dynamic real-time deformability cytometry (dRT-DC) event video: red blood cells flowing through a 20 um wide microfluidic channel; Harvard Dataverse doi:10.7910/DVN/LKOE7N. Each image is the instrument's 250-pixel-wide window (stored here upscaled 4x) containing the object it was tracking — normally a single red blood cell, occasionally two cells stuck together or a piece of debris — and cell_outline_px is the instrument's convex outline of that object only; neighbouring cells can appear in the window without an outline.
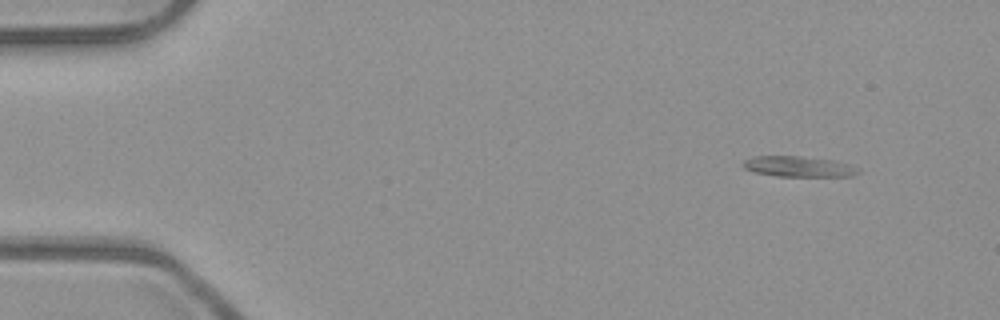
{"species": "common noctule bat (a hibernating species)", "species_latin": "Nyctalus noctula", "temperature_condition": "room temperature", "stored_images_in_passage": 4, "camera_frame_rate_fps": 3000, "um_per_image_px": 0.085, "animal": {"sex": "male", "body_mass_g": 23.1, "forearm_length_mm": 52.7}, "frame": {"image": 1, "passage_image": 1, "time_ms": 0.0, "image_size_px": [1000, 320], "cell_outline_px": [[860, 172], [852, 176], [776, 176], [752, 172], [744, 168], [740, 164], [744, 160], [752, 156], [800, 156], [832, 160], [848, 164], [860, 168]], "centroid_in_image_um": [67.84, 14.16], "position_along_channel_um": 17.2, "area_um2": 13.93}}
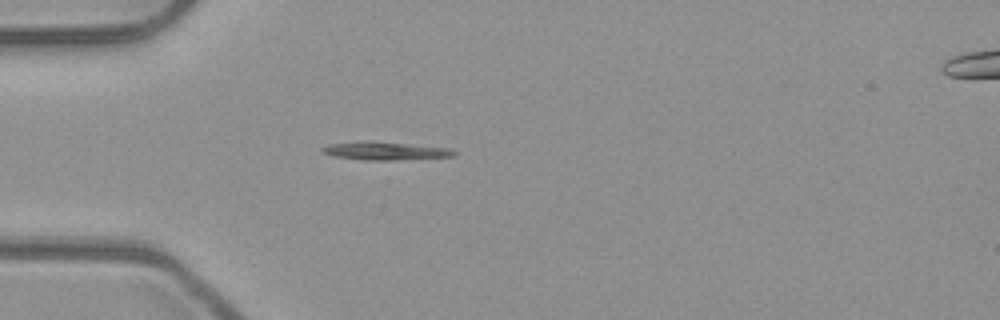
{"frame": {"image": 2, "passage_image": 4, "time_ms": 1.0, "image_size_px": [1000, 320], "cell_outline_px": [[456, 156], [396, 160], [364, 160], [336, 156], [324, 152], [320, 148], [328, 144], [364, 140], [372, 140], [448, 148], [456, 152]], "centroid_in_image_um": [32.73, 12.81], "position_along_channel_um": 52.3, "area_um2": 13.93}}